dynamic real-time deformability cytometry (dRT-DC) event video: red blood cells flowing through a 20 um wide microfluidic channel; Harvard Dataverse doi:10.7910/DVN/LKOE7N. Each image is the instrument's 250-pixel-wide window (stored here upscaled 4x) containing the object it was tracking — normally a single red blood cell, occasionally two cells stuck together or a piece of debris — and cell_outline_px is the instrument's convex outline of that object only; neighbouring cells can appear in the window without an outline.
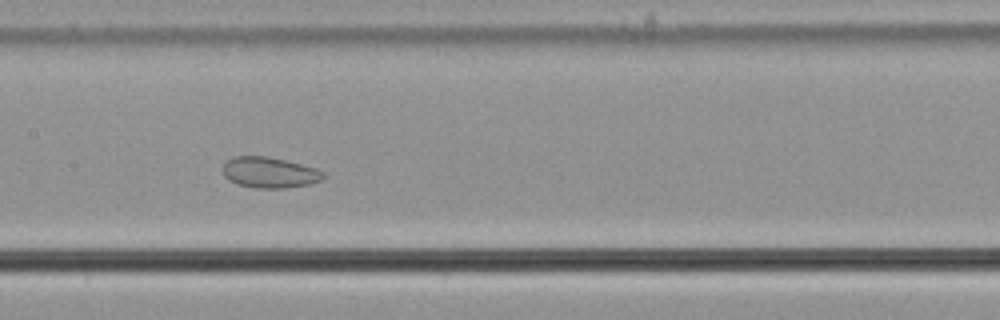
{"species": "common noctule bat (a hibernating species)", "species_latin": "Nyctalus noctula", "temperature_condition": "cold", "stored_images_in_passage": 40, "camera_frame_rate_fps": 3000, "um_per_image_px": 0.085, "animal": {"sex": "male", "body_mass_g": 21.5, "forearm_length_mm": 52.0}, "frame": {"image": 1, "passage_image": 11, "time_ms": 3.333, "image_size_px": [1000, 320], "cell_outline_px": [[324, 176], [320, 180], [308, 184], [284, 188], [252, 188], [236, 184], [228, 180], [224, 176], [224, 164], [232, 156], [268, 156], [316, 168], [324, 172]], "centroid_in_image_um": [22.87, 14.66], "position_along_channel_um": 184.5, "area_um2": 17.98}}
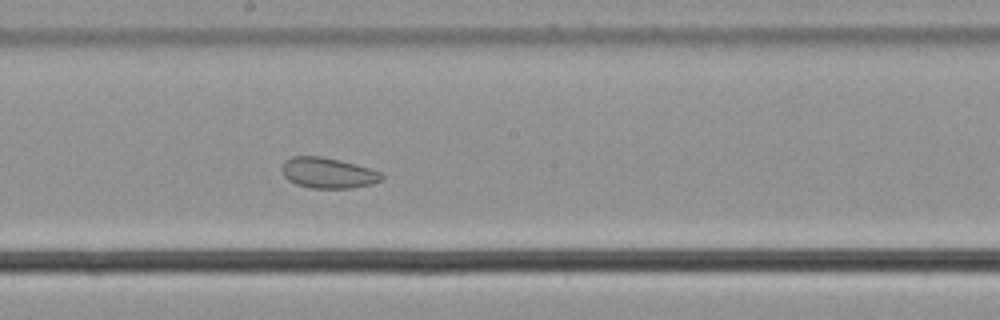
{"frame": {"image": 2, "passage_image": 14, "time_ms": 4.333, "image_size_px": [1000, 320], "cell_outline_px": [[384, 176], [380, 180], [372, 184], [352, 188], [312, 188], [296, 184], [288, 180], [284, 176], [280, 168], [284, 160], [292, 156], [320, 156], [340, 160], [356, 164], [380, 172]], "centroid_in_image_um": [27.84, 14.69], "position_along_channel_um": 220.4, "area_um2": 17.86}}
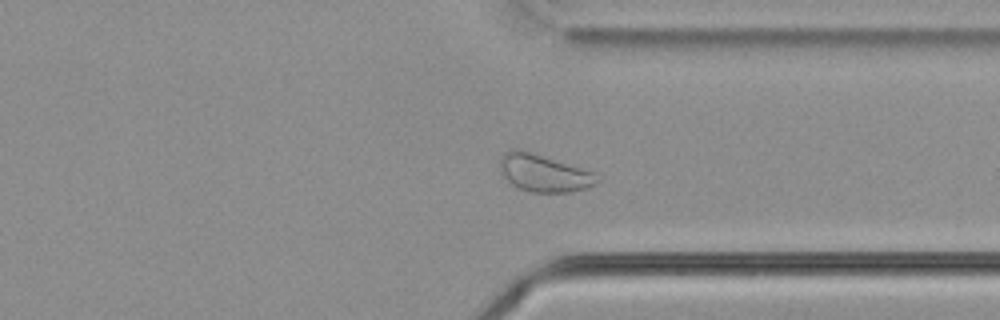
{"frame": {"image": 3, "passage_image": 26, "time_ms": 8.333, "image_size_px": [1000, 320], "cell_outline_px": [[604, 180], [588, 188], [572, 192], [528, 192], [516, 188], [508, 184], [500, 172], [500, 160], [504, 152], [512, 148], [520, 148], [596, 172]], "centroid_in_image_um": [46.25, 14.71], "position_along_channel_um": 365.2, "area_um2": 22.02}, "authors_computed_cell_mechanics": {"area_um2": 20.1433, "velocity_mm_per_s": 3.5922, "shape_relaxation_time_tau1_ms": null, "shape_relaxation_time_tau2_ms": 2.8182, "deformation_change_tau1": null, "deformation_change_tau2": 0.0738}}